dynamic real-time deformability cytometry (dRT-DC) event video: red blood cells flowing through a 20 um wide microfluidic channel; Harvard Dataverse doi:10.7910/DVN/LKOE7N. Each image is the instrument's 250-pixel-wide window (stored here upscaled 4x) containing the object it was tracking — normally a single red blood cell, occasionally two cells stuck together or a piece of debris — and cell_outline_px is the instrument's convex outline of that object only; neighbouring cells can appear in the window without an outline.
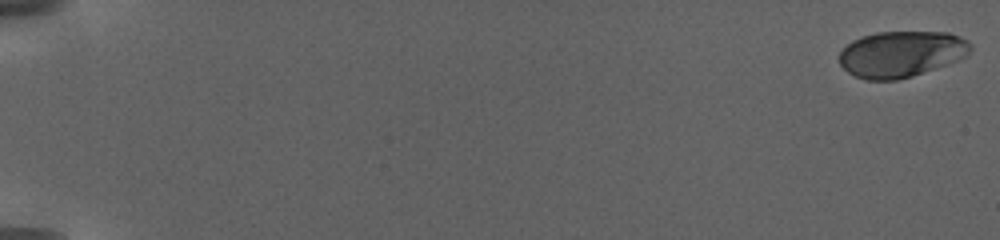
{"species": "human", "species_latin": "Homo sapiens", "temperature_condition": "warm", "stored_images_in_passage": 47, "camera_frame_rate_fps": 3000, "um_per_image_px": 0.085, "donor": {"sex": "female"}, "frame": {"image": 1, "passage_image": 1, "time_ms": 0.0, "image_size_px": [1000, 240], "cell_outline_px": [[972, 48], [964, 56], [956, 60], [912, 76], [896, 80], [864, 80], [848, 72], [840, 64], [840, 52], [852, 40], [876, 32], [948, 32], [960, 36], [968, 40], [972, 44]], "centroid_in_image_um": [76.6, 4.58], "position_along_channel_um": 8.4, "area_um2": 34.97}}